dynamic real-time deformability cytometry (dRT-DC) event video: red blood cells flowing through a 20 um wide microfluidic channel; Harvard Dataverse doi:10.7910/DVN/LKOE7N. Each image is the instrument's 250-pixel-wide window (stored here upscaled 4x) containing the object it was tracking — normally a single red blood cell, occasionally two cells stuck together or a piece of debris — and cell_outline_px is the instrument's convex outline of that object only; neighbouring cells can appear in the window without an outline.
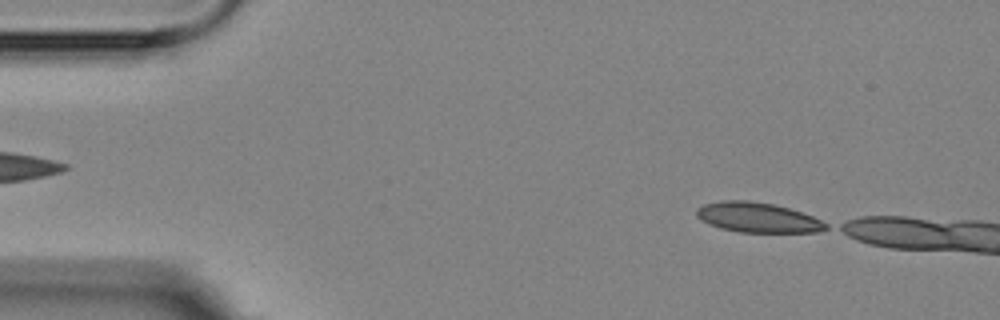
{"species": "Egyptian fruit bat (a non-hibernating species)", "species_latin": "Rousettus aegyptiacus", "temperature_condition": "room temperature", "stored_images_in_passage": 3, "segment_of_instrument_passage": [2, 2], "camera_frame_rate_fps": 3000, "um_per_image_px": 0.085, "animal": {"sex": "female"}, "frame": {"image": 1, "passage_image": 3, "time_ms": 3.333, "image_size_px": [1000, 320], "cell_outline_px": [[828, 228], [816, 232], [740, 232], [720, 228], [708, 224], [700, 220], [696, 216], [696, 208], [704, 204], [720, 200], [748, 200], [772, 204], [788, 208], [812, 216], [828, 224]], "centroid_in_image_um": [64.34, 18.48], "position_along_channel_um": 20.7, "area_um2": 22.54}}